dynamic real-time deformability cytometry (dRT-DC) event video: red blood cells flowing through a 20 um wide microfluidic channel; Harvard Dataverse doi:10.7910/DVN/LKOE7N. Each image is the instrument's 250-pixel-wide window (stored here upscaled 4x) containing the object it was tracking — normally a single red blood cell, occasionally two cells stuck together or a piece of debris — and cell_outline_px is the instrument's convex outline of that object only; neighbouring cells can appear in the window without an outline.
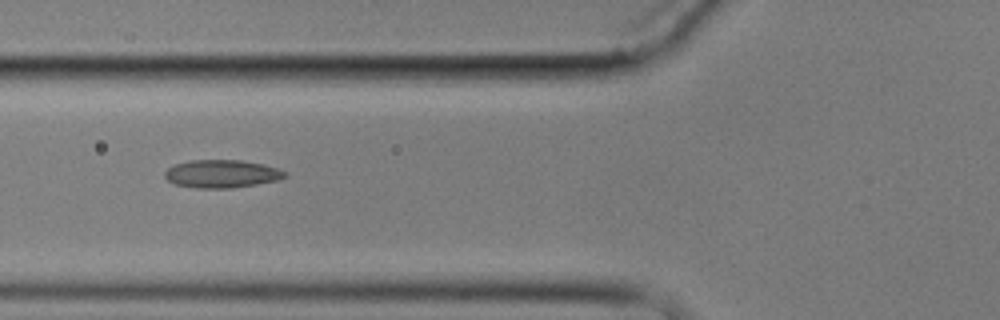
{"species": "common noctule bat (a hibernating species)", "species_latin": "Nyctalus noctula", "temperature_condition": "cold", "stored_images_in_passage": 11, "camera_frame_rate_fps": 3000, "um_per_image_px": 0.085, "animal": {"sex": "male", "body_mass_g": 17.9}, "frame": {"image": 1, "passage_image": 4, "time_ms": 6.0, "image_size_px": [1000, 320], "cell_outline_px": [[288, 176], [276, 180], [256, 184], [232, 188], [196, 188], [176, 184], [168, 180], [164, 176], [164, 172], [168, 168], [176, 164], [192, 160], [240, 160], [264, 164], [288, 172]], "centroid_in_image_um": [18.86, 14.77], "position_along_channel_um": 106.9, "area_um2": 19.48}}
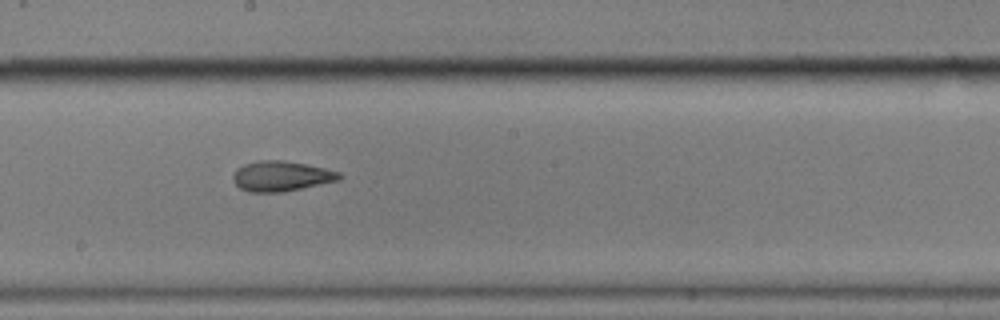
{"frame": {"image": 2, "passage_image": 7, "time_ms": 9.333, "image_size_px": [1000, 320], "cell_outline_px": [[344, 176], [340, 180], [284, 192], [248, 192], [240, 188], [232, 180], [232, 176], [236, 168], [244, 164], [260, 160], [284, 160], [324, 168], [340, 172]], "centroid_in_image_um": [23.9, 14.97], "position_along_channel_um": 224.3, "area_um2": 18.84}}
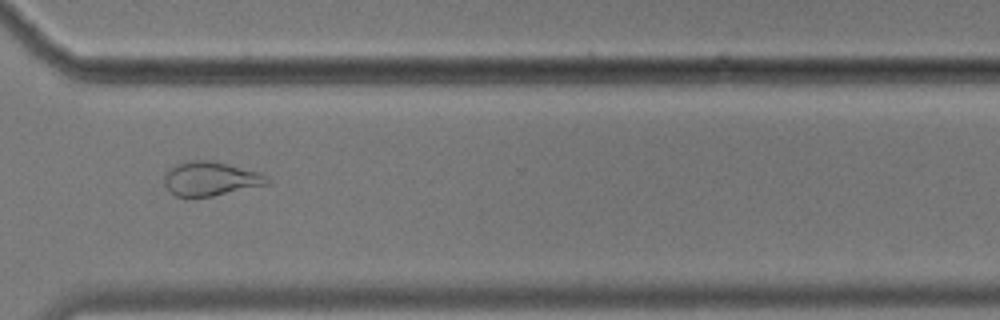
{"frame": {"image": 3, "passage_image": 10, "time_ms": 13.0, "image_size_px": [1000, 320], "cell_outline_px": [[268, 184], [212, 196], [176, 196], [168, 192], [164, 184], [164, 172], [176, 164], [192, 160], [212, 160], [260, 172], [268, 176]], "centroid_in_image_um": [17.86, 15.18], "position_along_channel_um": 352.7, "area_um2": 20.46}, "authors_computed_cell_mechanics": {"area_um2": 18.8428, "velocity_mm_per_s": 3.5096, "shape_relaxation_time_tau1_ms": null, "shape_relaxation_time_tau2_ms": 2.0978, "deformation_change_tau1": null, "deformation_change_tau2": 0.0813}}